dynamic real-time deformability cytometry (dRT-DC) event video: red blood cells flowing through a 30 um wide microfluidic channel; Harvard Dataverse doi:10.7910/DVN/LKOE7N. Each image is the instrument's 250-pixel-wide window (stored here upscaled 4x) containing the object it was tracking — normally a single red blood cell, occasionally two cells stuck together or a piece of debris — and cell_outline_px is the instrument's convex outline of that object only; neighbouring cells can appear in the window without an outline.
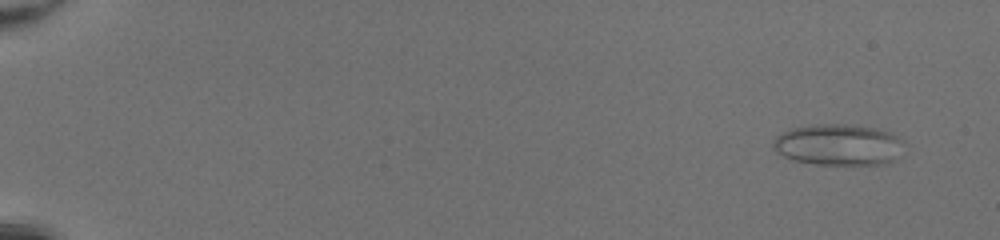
{"species": "common noctule bat (a hibernating species)", "species_latin": "Nyctalus noctula", "temperature_condition": "room temperature", "stored_images_in_passage": 51, "camera_frame_rate_fps": 3000, "um_per_image_px": 0.085, "animal": {"sex": "female", "body_mass_g": 20.0, "forearm_length_mm": 54.0}, "frame": {"image": 1, "passage_image": 4, "time_ms": 1.0, "image_size_px": [1000, 240], "cell_outline_px": [[900, 140], [892, 160], [880, 164], [816, 164], [792, 160], [776, 152], [772, 148], [772, 144], [776, 136], [792, 128], [816, 124], [844, 124], [876, 128], [888, 132], [896, 136]], "centroid_in_image_um": [71.13, 12.29], "position_along_channel_um": 13.9, "area_um2": 30.63}}
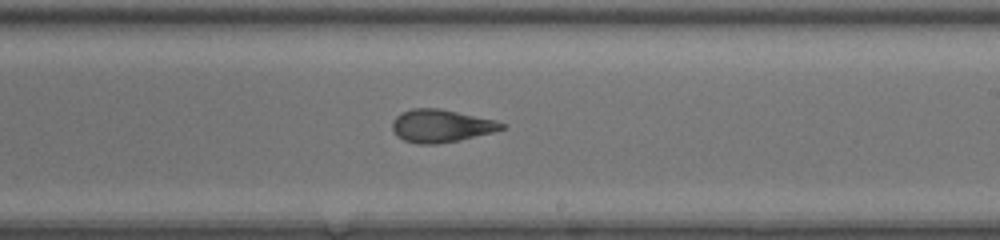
{"frame": {"image": 2, "passage_image": 33, "time_ms": 10.667, "image_size_px": [1000, 240], "cell_outline_px": [[508, 124], [504, 128], [492, 132], [460, 140], [436, 144], [416, 144], [404, 140], [396, 136], [392, 128], [392, 120], [400, 112], [412, 108], [440, 108], [496, 120]], "centroid_in_image_um": [37.47, 10.69], "position_along_channel_um": 251.5, "area_um2": 21.1}}
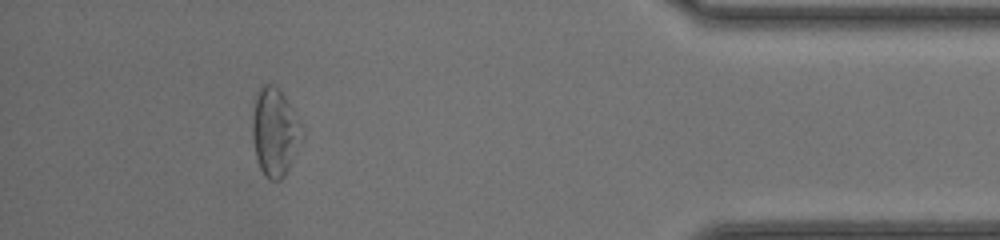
{"frame": {"image": 3, "passage_image": 47, "time_ms": 15.333, "image_size_px": [1000, 240], "cell_outline_px": [[304, 132], [288, 168], [284, 176], [280, 180], [268, 180], [264, 176], [260, 168], [256, 156], [252, 140], [252, 116], [256, 92], [264, 84], [272, 84], [280, 88], [288, 100]], "centroid_in_image_um": [23.33, 11.19], "position_along_channel_um": 411.9, "area_um2": 25.37}, "authors_computed_cell_mechanics": {"area_um2": 24.7384, "velocity_mm_per_s": 4.306, "shape_relaxation_time_tau1_ms": null, "shape_relaxation_time_tau2_ms": 1.3429, "deformation_change_tau1": null, "deformation_change_tau2": 0.093}}